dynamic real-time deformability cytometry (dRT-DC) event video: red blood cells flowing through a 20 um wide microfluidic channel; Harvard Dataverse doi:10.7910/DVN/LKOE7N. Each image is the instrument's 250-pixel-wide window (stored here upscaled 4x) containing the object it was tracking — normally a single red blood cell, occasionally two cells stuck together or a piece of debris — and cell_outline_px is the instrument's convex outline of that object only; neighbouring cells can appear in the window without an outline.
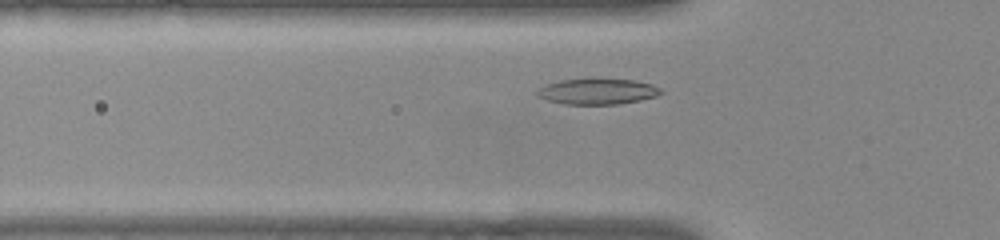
{"species": "common noctule bat (a hibernating species)", "species_latin": "Nyctalus noctula", "temperature_condition": "warm", "stored_images_in_passage": 36, "camera_frame_rate_fps": 3000, "um_per_image_px": 0.085, "animal": {"sex": "female", "body_mass_g": 22.0, "forearm_length_mm": 56.7}, "frame": {"image": 1, "passage_image": 6, "time_ms": 1.667, "image_size_px": [1000, 240], "cell_outline_px": [[664, 92], [656, 96], [640, 100], [620, 104], [564, 104], [548, 100], [536, 96], [536, 92], [544, 84], [560, 80], [632, 80], [652, 84], [660, 88]], "centroid_in_image_um": [50.78, 7.79], "position_along_channel_um": 75.0, "area_um2": 18.26}}
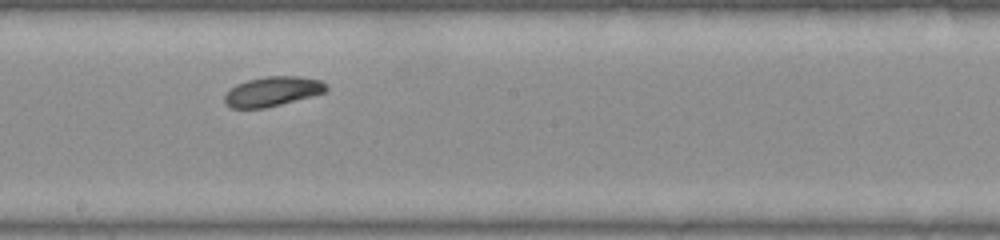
{"frame": {"image": 2, "passage_image": 18, "time_ms": 5.667, "image_size_px": [1000, 240], "cell_outline_px": [[328, 88], [324, 92], [312, 96], [264, 108], [232, 108], [224, 104], [224, 96], [236, 84], [248, 80], [268, 76], [300, 76], [320, 80]], "centroid_in_image_um": [23.14, 7.77], "position_along_channel_um": 225.1, "area_um2": 17.34}}
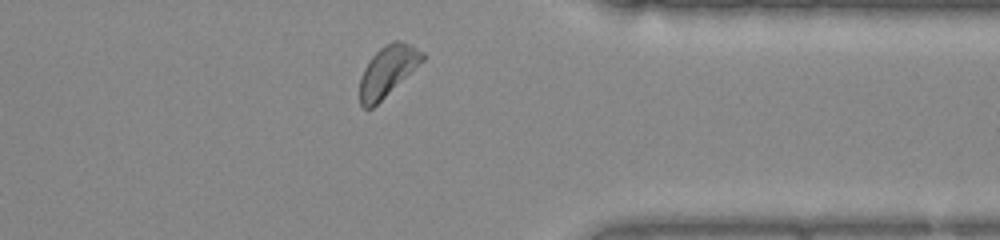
{"frame": {"image": 3, "passage_image": 31, "time_ms": 10.0, "image_size_px": [1000, 240], "cell_outline_px": [[424, 60], [372, 108], [364, 108], [360, 104], [360, 76], [368, 60], [380, 48], [392, 40], [400, 40], [424, 52]], "centroid_in_image_um": [32.93, 6.02], "position_along_channel_um": 378.5, "area_um2": 18.15}, "authors_computed_cell_mechanics": {"area_um2": 17.9758, "velocity_mm_per_s": 3.7486, "shape_relaxation_time_tau1_ms": 1.4582, "shape_relaxation_time_tau2_ms": null, "deformation_change_tau1": 0.0941, "deformation_change_tau2": null}}